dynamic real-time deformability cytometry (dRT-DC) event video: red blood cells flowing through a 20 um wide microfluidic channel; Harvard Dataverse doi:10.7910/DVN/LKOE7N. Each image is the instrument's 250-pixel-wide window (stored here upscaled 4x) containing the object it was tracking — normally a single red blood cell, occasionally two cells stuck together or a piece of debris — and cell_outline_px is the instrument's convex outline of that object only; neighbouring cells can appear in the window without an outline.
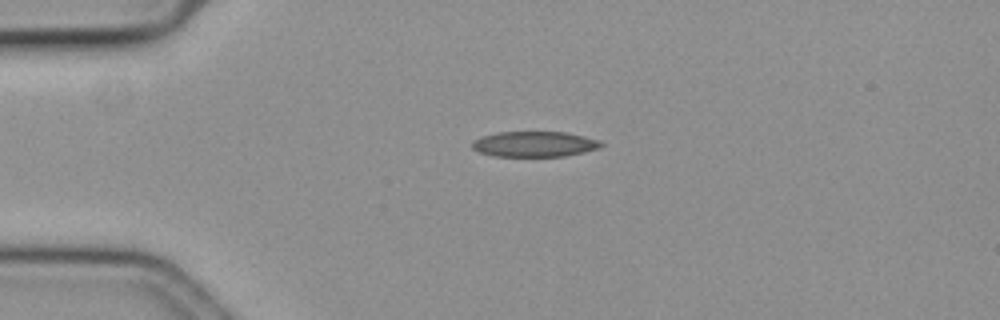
{"species": "common noctule bat (a hibernating species)", "species_latin": "Nyctalus noctula", "temperature_condition": "cold", "stored_images_in_passage": 57, "camera_frame_rate_fps": 3000, "um_per_image_px": 0.085, "animal": {"sex": "female", "body_mass_g": 19.3, "forearm_length_mm": 54.1}, "frame": {"image": 1, "passage_image": 13, "time_ms": 4.0, "image_size_px": [1000, 320], "cell_outline_px": [[604, 144], [600, 148], [584, 152], [564, 156], [492, 156], [480, 152], [472, 148], [472, 140], [480, 136], [496, 132], [564, 132], [584, 136], [600, 140]], "centroid_in_image_um": [45.42, 12.24], "position_along_channel_um": 39.6, "area_um2": 19.25}}
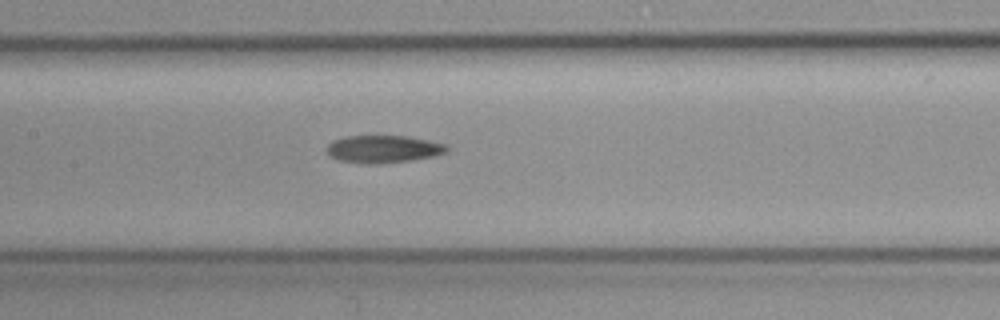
{"frame": {"image": 2, "passage_image": 27, "time_ms": 8.667, "image_size_px": [1000, 320], "cell_outline_px": [[448, 152], [432, 156], [412, 160], [376, 164], [364, 164], [340, 160], [332, 156], [328, 152], [328, 144], [332, 140], [344, 136], [408, 136], [448, 144]], "centroid_in_image_um": [32.61, 12.66], "position_along_channel_um": 174.8, "area_um2": 19.25}}
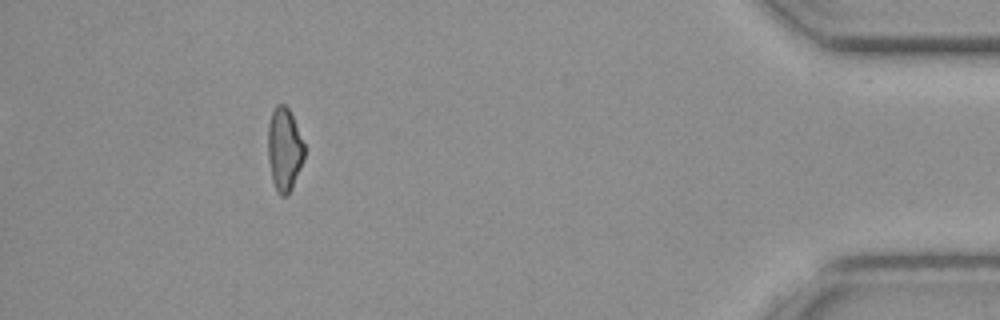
{"frame": {"image": 3, "passage_image": 52, "time_ms": 17.0, "image_size_px": [1000, 320], "cell_outline_px": [[304, 160], [292, 188], [288, 196], [280, 196], [272, 180], [268, 160], [268, 124], [272, 112], [276, 104], [284, 104], [288, 108], [292, 116], [304, 144]], "centroid_in_image_um": [24.16, 12.71], "position_along_channel_um": 411.0, "area_um2": 17.63}}